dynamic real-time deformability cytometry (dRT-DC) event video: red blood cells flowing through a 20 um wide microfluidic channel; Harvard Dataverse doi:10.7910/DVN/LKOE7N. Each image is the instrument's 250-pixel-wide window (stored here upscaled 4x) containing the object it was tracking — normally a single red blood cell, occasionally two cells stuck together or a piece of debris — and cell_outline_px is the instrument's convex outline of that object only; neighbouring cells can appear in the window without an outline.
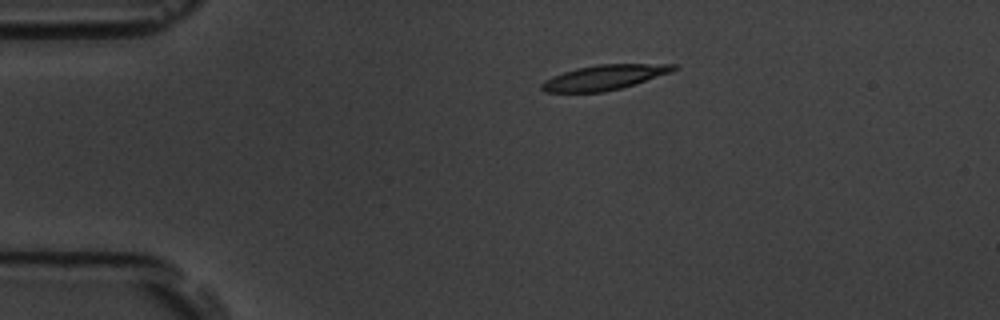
{"species": "common noctule bat (a hibernating species)", "species_latin": "Nyctalus noctula", "temperature_condition": "room temperature", "stored_images_in_passage": 47, "camera_frame_rate_fps": 3000, "um_per_image_px": 0.085, "animal": {"sex": "male", "body_mass_g": 19.5, "forearm_length_mm": 54.6}, "frame": {"image": 1, "passage_image": 1, "time_ms": 0.0, "image_size_px": [1000, 320], "cell_outline_px": [[676, 68], [672, 72], [636, 84], [604, 92], [544, 92], [540, 88], [540, 84], [544, 80], [552, 76], [576, 68], [596, 64], [676, 64]], "centroid_in_image_um": [51.34, 6.58], "position_along_channel_um": 33.7, "area_um2": 19.25}}
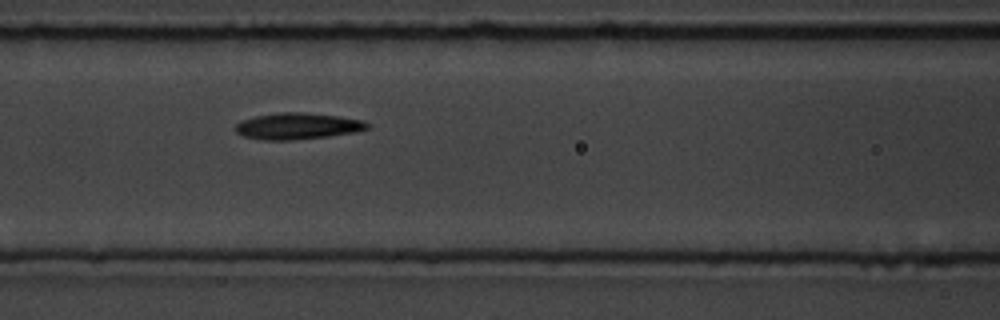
{"frame": {"image": 2, "passage_image": 14, "time_ms": 4.333, "image_size_px": [1000, 320], "cell_outline_px": [[372, 124], [368, 128], [352, 132], [328, 136], [292, 140], [264, 140], [244, 136], [236, 132], [236, 124], [240, 120], [256, 116], [280, 112], [304, 112], [340, 116], [364, 120]], "centroid_in_image_um": [25.3, 10.71], "position_along_channel_um": 141.3, "area_um2": 20.29}}
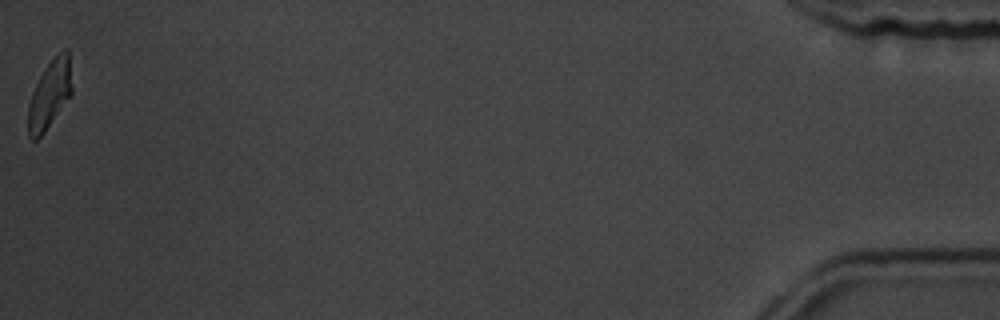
{"frame": {"image": 3, "passage_image": 47, "time_ms": 15.333, "image_size_px": [1000, 320], "cell_outline_px": [[72, 96], [44, 132], [36, 140], [32, 140], [28, 136], [28, 104], [32, 92], [40, 76], [56, 52], [64, 48], [68, 48], [72, 88]], "centroid_in_image_um": [4.24, 8.01], "position_along_channel_um": 431.0, "area_um2": 17.63}, "authors_computed_cell_mechanics": {"area_um2": 19.4786, "velocity_mm_per_s": 3.5411, "shape_relaxation_time_tau1_ms": 4.0746, "shape_relaxation_time_tau2_ms": 5.1508, "deformation_change_tau1": 0.14, "deformation_change_tau2": 0.1391}}